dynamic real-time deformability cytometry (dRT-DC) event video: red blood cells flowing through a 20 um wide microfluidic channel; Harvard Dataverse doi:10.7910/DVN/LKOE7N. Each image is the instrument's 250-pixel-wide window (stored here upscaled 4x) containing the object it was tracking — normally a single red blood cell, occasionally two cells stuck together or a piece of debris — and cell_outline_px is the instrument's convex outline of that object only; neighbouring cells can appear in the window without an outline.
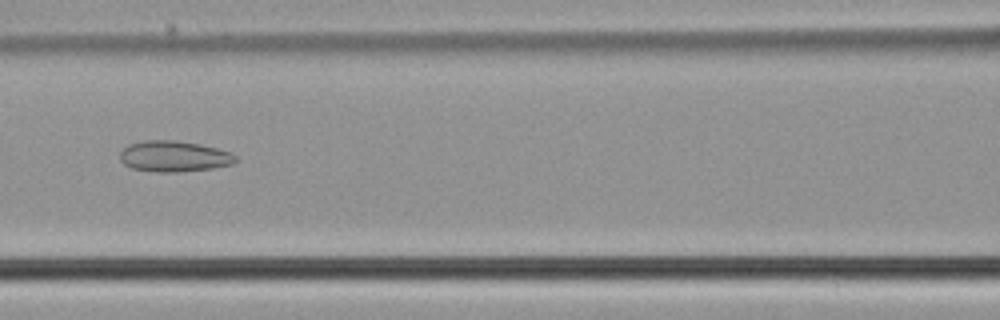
{"species": "common noctule bat (a hibernating species)", "species_latin": "Nyctalus noctula", "temperature_condition": "cold", "stored_images_in_passage": 54, "camera_frame_rate_fps": 3000, "um_per_image_px": 0.085, "animal": {"sex": "male", "body_mass_g": 21.5, "forearm_length_mm": 52.0}, "frame": {"image": 1, "passage_image": 24, "time_ms": 7.667, "image_size_px": [1000, 320], "cell_outline_px": [[236, 160], [232, 164], [212, 168], [176, 172], [160, 172], [132, 168], [124, 164], [120, 160], [120, 152], [128, 144], [144, 140], [176, 140], [200, 144], [232, 152], [236, 156]], "centroid_in_image_um": [14.78, 13.27], "position_along_channel_um": 151.8, "area_um2": 20.81}}
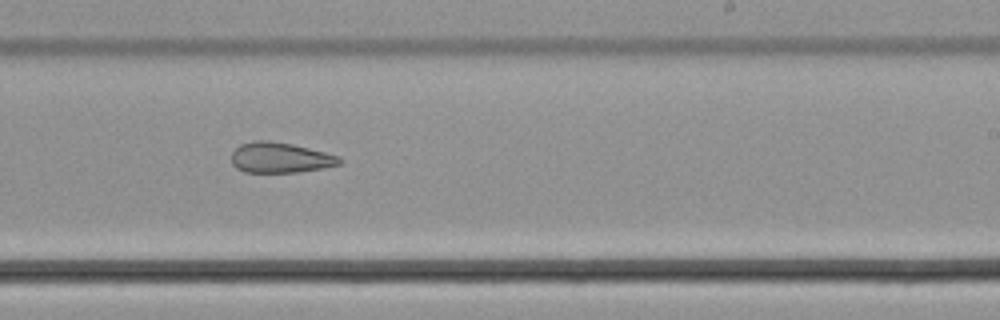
{"frame": {"image": 2, "passage_image": 33, "time_ms": 10.667, "image_size_px": [1000, 320], "cell_outline_px": [[340, 164], [324, 168], [300, 172], [244, 172], [236, 168], [232, 164], [232, 152], [240, 144], [256, 140], [268, 140], [292, 144], [340, 156]], "centroid_in_image_um": [23.8, 13.4], "position_along_channel_um": 265.2, "area_um2": 19.13}}
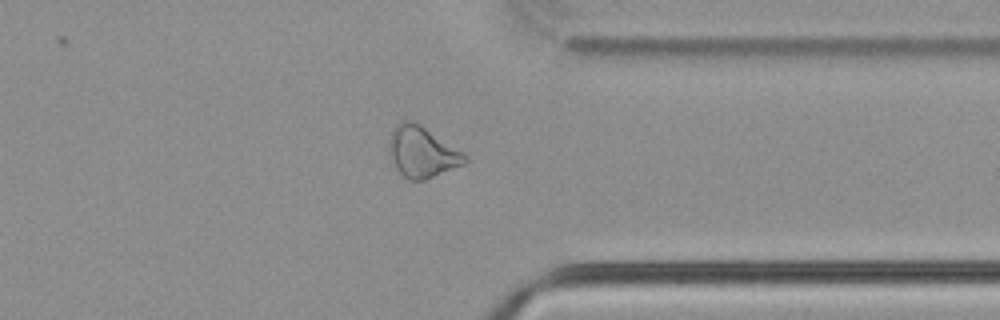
{"frame": {"image": 3, "passage_image": 42, "time_ms": 13.667, "image_size_px": [1000, 320], "cell_outline_px": [[468, 160], [464, 164], [424, 180], [408, 180], [396, 168], [388, 148], [388, 140], [396, 124], [404, 120], [412, 120], [420, 124], [468, 156]], "centroid_in_image_um": [35.86, 12.91], "position_along_channel_um": 375.5, "area_um2": 22.2}, "authors_computed_cell_mechanics": {"area_um2": 24.854, "velocity_mm_per_s": 3.7888, "shape_relaxation_time_tau1_ms": null, "shape_relaxation_time_tau2_ms": 4.3564, "deformation_change_tau1": null, "deformation_change_tau2": 0.1413}}